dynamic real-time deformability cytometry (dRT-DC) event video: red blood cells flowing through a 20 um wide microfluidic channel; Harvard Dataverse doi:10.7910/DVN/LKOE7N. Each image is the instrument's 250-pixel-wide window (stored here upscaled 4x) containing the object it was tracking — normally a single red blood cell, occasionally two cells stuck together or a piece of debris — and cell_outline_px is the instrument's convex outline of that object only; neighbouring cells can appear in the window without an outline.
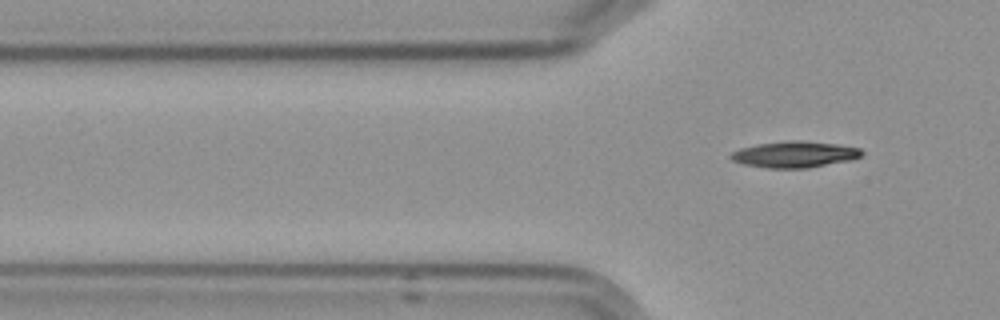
{"species": "Egyptian fruit bat (a non-hibernating species)", "species_latin": "Rousettus aegyptiacus", "temperature_condition": "cold", "stored_images_in_passage": 6, "camera_frame_rate_fps": 3000, "um_per_image_px": 0.085, "frame": {"image": 1, "passage_image": 6, "time_ms": 6.667, "image_size_px": [1000, 320], "cell_outline_px": [[864, 156], [852, 160], [808, 168], [768, 168], [744, 164], [732, 160], [728, 156], [732, 152], [740, 148], [756, 144], [792, 140], [800, 140], [836, 144], [860, 148], [864, 152]], "centroid_in_image_um": [67.57, 13.12], "position_along_channel_um": 58.2, "area_um2": 20.17}}